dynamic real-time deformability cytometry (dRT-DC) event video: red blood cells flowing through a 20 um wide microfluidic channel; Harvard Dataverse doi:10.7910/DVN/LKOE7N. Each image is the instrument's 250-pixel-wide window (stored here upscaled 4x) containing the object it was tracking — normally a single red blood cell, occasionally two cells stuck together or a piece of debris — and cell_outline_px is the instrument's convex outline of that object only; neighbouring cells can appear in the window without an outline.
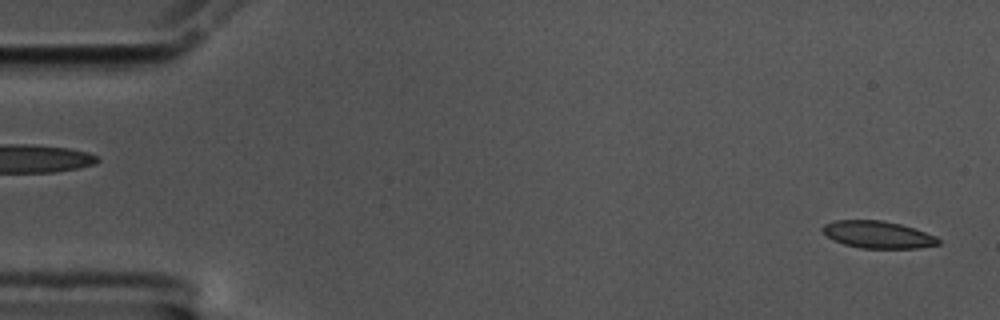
{"species": "common noctule bat (a hibernating species)", "species_latin": "Nyctalus noctula", "temperature_condition": "cold", "stored_images_in_passage": 57, "camera_frame_rate_fps": 3000, "um_per_image_px": 0.085, "animal": {"sex": "male", "body_mass_g": 17.5, "forearm_length_mm": 52.3}, "frame": {"image": 1, "passage_image": 3, "time_ms": 0.667, "image_size_px": [1000, 320], "cell_outline_px": [[940, 244], [920, 248], [860, 248], [844, 244], [832, 240], [820, 228], [824, 224], [836, 220], [880, 220], [900, 224], [936, 236], [940, 240]], "centroid_in_image_um": [74.6, 19.95], "position_along_channel_um": 10.4, "area_um2": 18.26}}
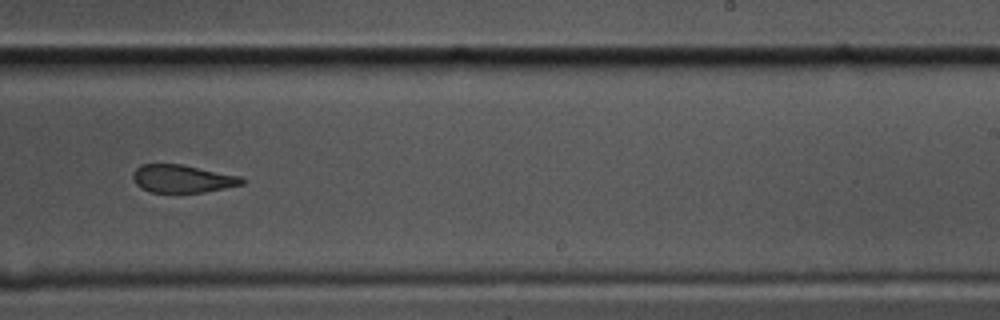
{"frame": {"image": 2, "passage_image": 36, "time_ms": 11.667, "image_size_px": [1000, 320], "cell_outline_px": [[248, 180], [244, 184], [204, 192], [152, 192], [140, 188], [132, 180], [132, 172], [140, 164], [180, 164], [240, 176]], "centroid_in_image_um": [15.48, 15.19], "position_along_channel_um": 273.5, "area_um2": 17.74}}
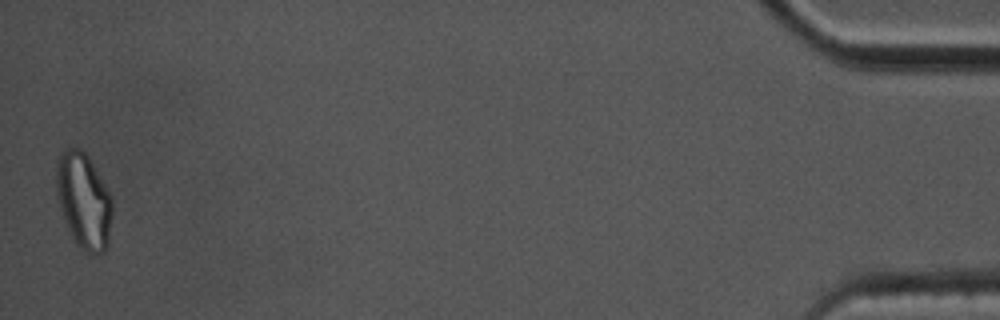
{"frame": {"image": 3, "passage_image": 57, "time_ms": 18.667, "image_size_px": [1000, 320], "cell_outline_px": [[112, 216], [108, 248], [104, 252], [88, 252], [80, 248], [72, 240], [64, 220], [56, 196], [56, 160], [64, 148], [80, 148], [88, 156], [112, 196]], "centroid_in_image_um": [7.11, 17.06], "position_along_channel_um": 428.1, "area_um2": 31.62}, "authors_computed_cell_mechanics": {"area_um2": 19.3052, "velocity_mm_per_s": 3.534, "shape_relaxation_time_tau1_ms": null, "shape_relaxation_time_tau2_ms": 3.3004, "deformation_change_tau1": null, "deformation_change_tau2": 0.1124}}